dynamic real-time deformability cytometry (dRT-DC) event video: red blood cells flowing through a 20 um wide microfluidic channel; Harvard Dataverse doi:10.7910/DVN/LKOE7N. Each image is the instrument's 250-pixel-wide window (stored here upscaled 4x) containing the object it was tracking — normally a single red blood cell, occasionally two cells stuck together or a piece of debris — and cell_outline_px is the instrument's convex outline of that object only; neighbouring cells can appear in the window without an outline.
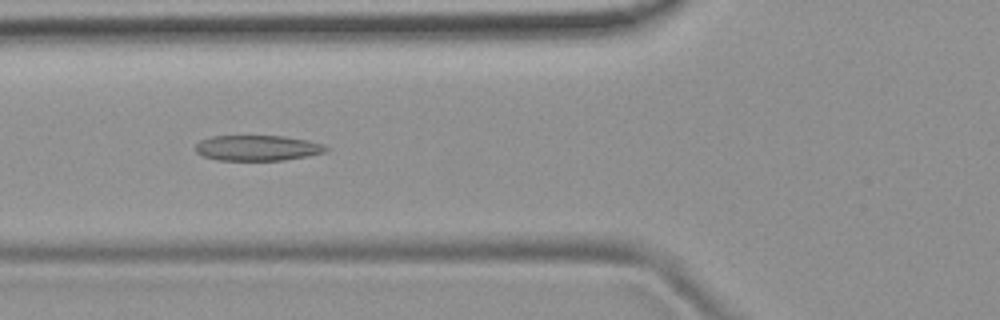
{"species": "common noctule bat (a hibernating species)", "species_latin": "Nyctalus noctula", "temperature_condition": "room temperature", "stored_images_in_passage": 51, "camera_frame_rate_fps": 3000, "um_per_image_px": 0.085, "animal": {"sex": "female", "body_mass_g": 19.9}, "frame": {"image": 1, "passage_image": 19, "time_ms": 6.0, "image_size_px": [1000, 320], "cell_outline_px": [[328, 152], [308, 156], [284, 160], [216, 160], [204, 156], [196, 152], [196, 144], [200, 140], [212, 136], [284, 136], [308, 140], [324, 144], [328, 148]], "centroid_in_image_um": [21.92, 12.58], "position_along_channel_um": 103.9, "area_um2": 19.48}}
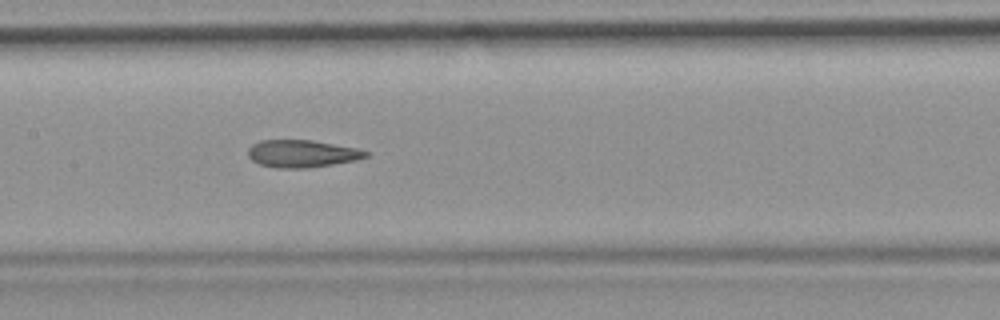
{"frame": {"image": 2, "passage_image": 25, "time_ms": 8.0, "image_size_px": [1000, 320], "cell_outline_px": [[368, 156], [356, 160], [308, 168], [276, 168], [260, 164], [252, 160], [248, 156], [248, 148], [252, 144], [260, 140], [312, 140], [356, 148], [368, 152]], "centroid_in_image_um": [25.64, 13.06], "position_along_channel_um": 181.8, "area_um2": 18.73}}
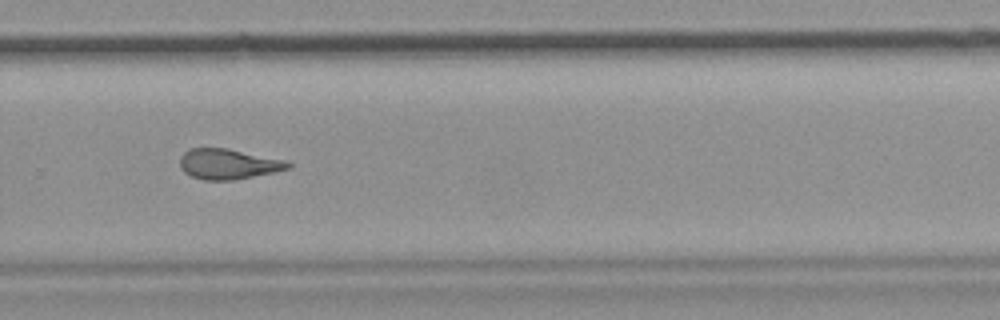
{"frame": {"image": 3, "passage_image": 35, "time_ms": 11.333, "image_size_px": [1000, 320], "cell_outline_px": [[292, 164], [288, 168], [272, 172], [232, 180], [204, 180], [192, 176], [184, 172], [180, 168], [180, 156], [184, 152], [192, 148], [228, 148], [284, 160]], "centroid_in_image_um": [19.34, 13.93], "position_along_channel_um": 310.5, "area_um2": 18.84}, "authors_computed_cell_mechanics": {"area_um2": 19.8254, "velocity_mm_per_s": 3.8833, "shape_relaxation_time_tau1_ms": null, "shape_relaxation_time_tau2_ms": 1.8609, "deformation_change_tau1": null, "deformation_change_tau2": 0.1063}}